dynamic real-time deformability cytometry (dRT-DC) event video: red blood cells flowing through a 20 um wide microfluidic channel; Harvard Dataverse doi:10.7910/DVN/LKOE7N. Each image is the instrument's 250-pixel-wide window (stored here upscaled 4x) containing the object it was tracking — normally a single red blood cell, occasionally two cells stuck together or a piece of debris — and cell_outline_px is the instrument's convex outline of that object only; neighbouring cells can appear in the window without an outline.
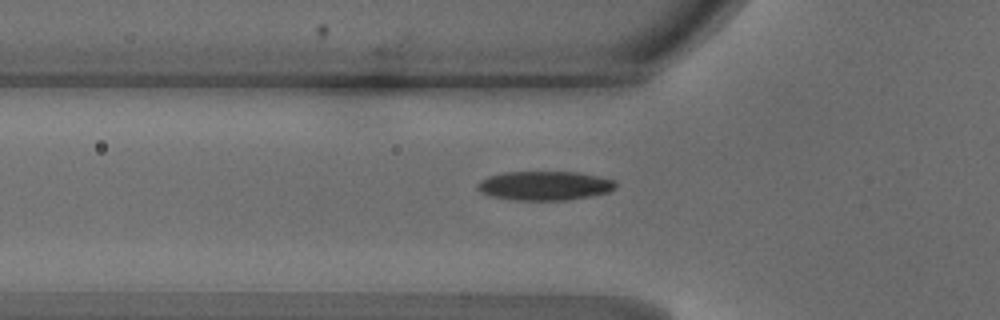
{"species": "common noctule bat (a hibernating species)", "species_latin": "Nyctalus noctula", "temperature_condition": "warm", "stored_images_in_passage": 32, "segment_of_instrument_passage": [1, 2], "camera_frame_rate_fps": 3000, "um_per_image_px": 0.085, "animal": {"sex": "male", "body_mass_g": 18.8}, "frame": {"image": 1, "passage_image": 6, "time_ms": 1.667, "image_size_px": [1000, 320], "cell_outline_px": [[616, 188], [608, 192], [568, 200], [512, 200], [492, 196], [480, 192], [476, 188], [476, 184], [480, 180], [488, 176], [504, 172], [580, 172], [600, 176], [616, 180]], "centroid_in_image_um": [46.29, 15.78], "position_along_channel_um": 79.5, "area_um2": 23.64}}
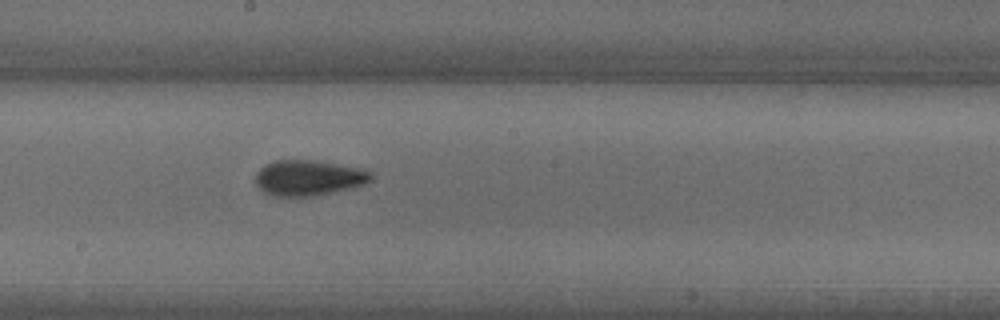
{"frame": {"image": 2, "passage_image": 16, "time_ms": 5.0, "image_size_px": [1000, 320], "cell_outline_px": [[372, 180], [364, 184], [328, 192], [308, 196], [276, 196], [264, 192], [256, 184], [256, 172], [264, 164], [276, 160], [308, 160], [360, 168], [372, 172]], "centroid_in_image_um": [26.18, 15.1], "position_along_channel_um": 222.0, "area_um2": 23.35}}
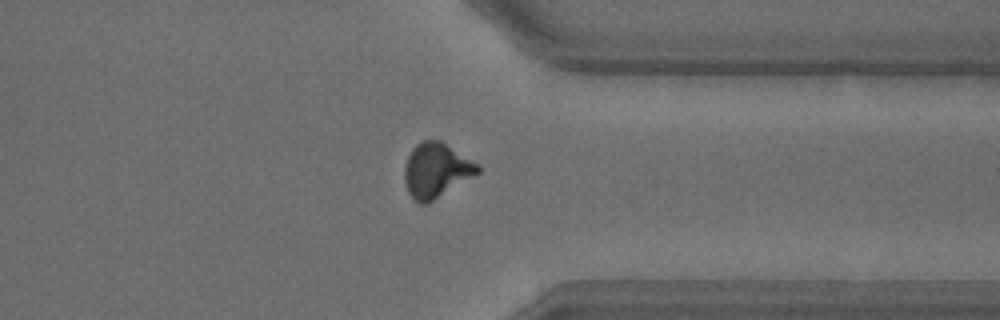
{"frame": {"image": 3, "passage_image": 27, "time_ms": 8.667, "image_size_px": [1000, 320], "cell_outline_px": [[480, 172], [428, 204], [420, 204], [412, 200], [408, 192], [404, 180], [404, 164], [412, 148], [416, 144], [424, 140], [440, 140], [480, 164]], "centroid_in_image_um": [37.06, 14.49], "position_along_channel_um": 374.3, "area_um2": 23.58}}